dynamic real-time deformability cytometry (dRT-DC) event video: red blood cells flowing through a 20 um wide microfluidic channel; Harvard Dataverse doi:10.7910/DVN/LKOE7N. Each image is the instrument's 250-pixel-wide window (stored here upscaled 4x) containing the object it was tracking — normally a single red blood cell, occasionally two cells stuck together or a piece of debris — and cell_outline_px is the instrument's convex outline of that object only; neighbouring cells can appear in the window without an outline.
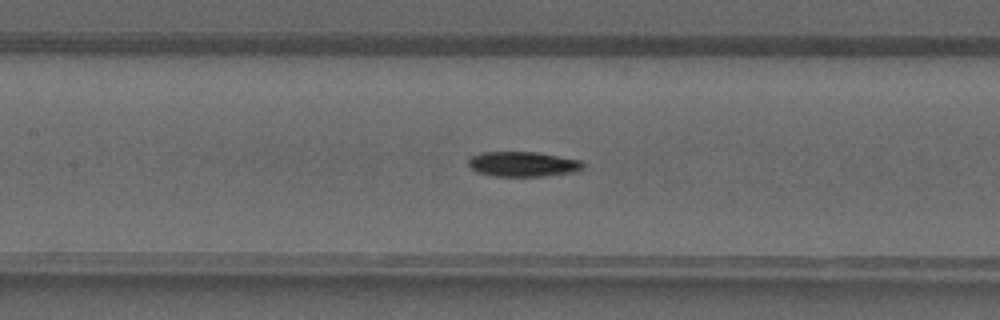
{"species": "common noctule bat (a hibernating species)", "species_latin": "Nyctalus noctula", "temperature_condition": "warm", "stored_images_in_passage": 40, "camera_frame_rate_fps": 3000, "um_per_image_px": 0.085, "animal": {"sex": "male", "forearm_length_mm": 52.5}, "frame": {"image": 1, "passage_image": 18, "time_ms": 5.667, "image_size_px": [1000, 320], "cell_outline_px": [[584, 168], [576, 172], [544, 176], [496, 176], [476, 172], [468, 164], [468, 156], [480, 152], [536, 152], [580, 160], [584, 164]], "centroid_in_image_um": [44.43, 13.95], "position_along_channel_um": 163.0, "area_um2": 16.82}}
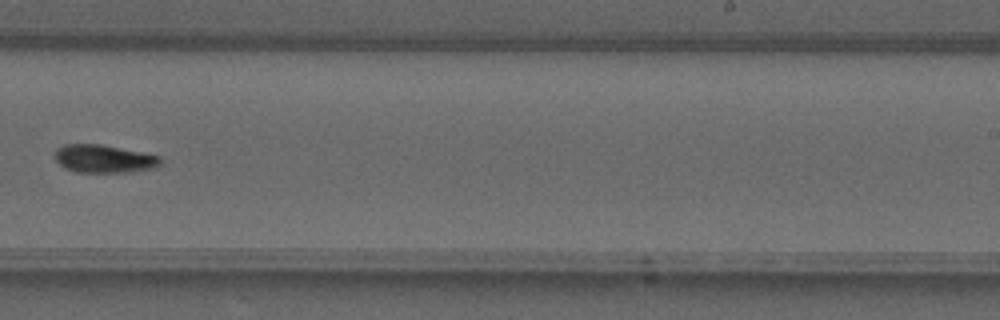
{"frame": {"image": 2, "passage_image": 25, "time_ms": 8.0, "image_size_px": [1000, 320], "cell_outline_px": [[160, 164], [156, 168], [128, 172], [76, 172], [64, 168], [56, 160], [56, 148], [64, 144], [100, 144], [160, 156]], "centroid_in_image_um": [8.82, 13.5], "position_along_channel_um": 280.2, "area_um2": 17.11}}
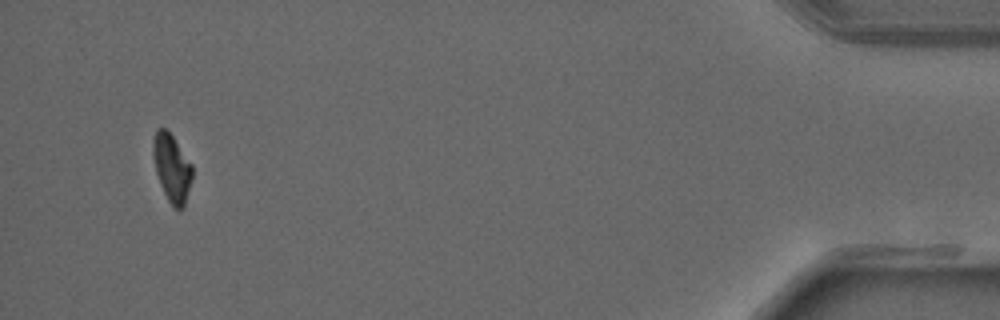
{"frame": {"image": 3, "passage_image": 38, "time_ms": 12.333, "image_size_px": [1000, 320], "cell_outline_px": [[192, 176], [184, 208], [172, 208], [160, 184], [156, 172], [152, 152], [152, 140], [156, 128], [164, 128], [172, 136], [192, 164]], "centroid_in_image_um": [14.59, 14.27], "position_along_channel_um": 420.6, "area_um2": 15.37}}